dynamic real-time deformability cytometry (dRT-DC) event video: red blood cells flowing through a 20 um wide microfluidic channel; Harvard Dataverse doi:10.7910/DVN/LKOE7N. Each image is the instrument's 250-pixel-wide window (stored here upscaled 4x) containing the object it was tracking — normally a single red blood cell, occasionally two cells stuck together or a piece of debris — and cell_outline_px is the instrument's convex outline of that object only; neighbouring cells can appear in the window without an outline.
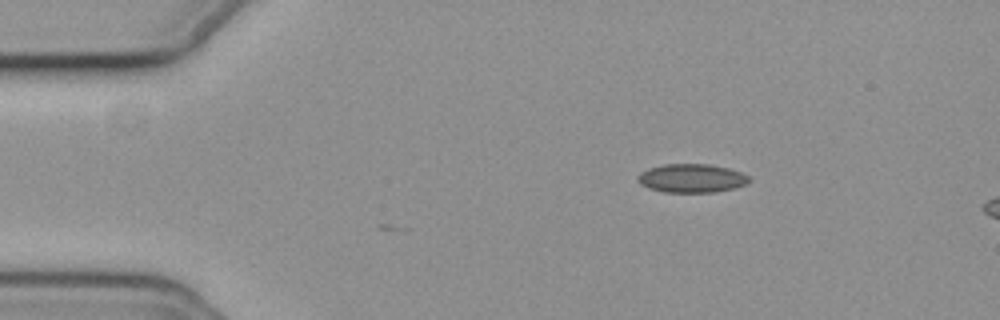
{"species": "common noctule bat (a hibernating species)", "species_latin": "Nyctalus noctula", "temperature_condition": "cold", "stored_images_in_passage": 37, "camera_frame_rate_fps": 3000, "um_per_image_px": 0.085, "animal": {"sex": "female", "body_mass_g": 19.3, "forearm_length_mm": 54.1}, "frame": {"image": 1, "passage_image": 1, "time_ms": 0.0, "image_size_px": [1000, 320], "cell_outline_px": [[752, 180], [748, 184], [716, 192], [664, 192], [648, 188], [640, 184], [636, 180], [636, 176], [640, 172], [648, 168], [664, 164], [708, 164], [728, 168], [740, 172], [748, 176]], "centroid_in_image_um": [58.76, 15.15], "position_along_channel_um": 26.2, "area_um2": 18.73}}
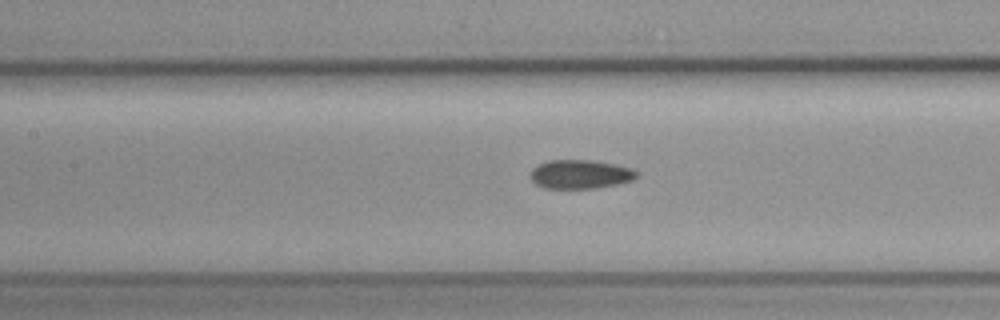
{"frame": {"image": 2, "passage_image": 17, "time_ms": 5.333, "image_size_px": [1000, 320], "cell_outline_px": [[636, 176], [632, 180], [616, 184], [596, 188], [544, 188], [536, 184], [532, 180], [532, 168], [548, 160], [592, 160], [616, 164], [632, 168], [636, 172]], "centroid_in_image_um": [49.32, 14.8], "position_along_channel_um": 158.1, "area_um2": 17.69}}
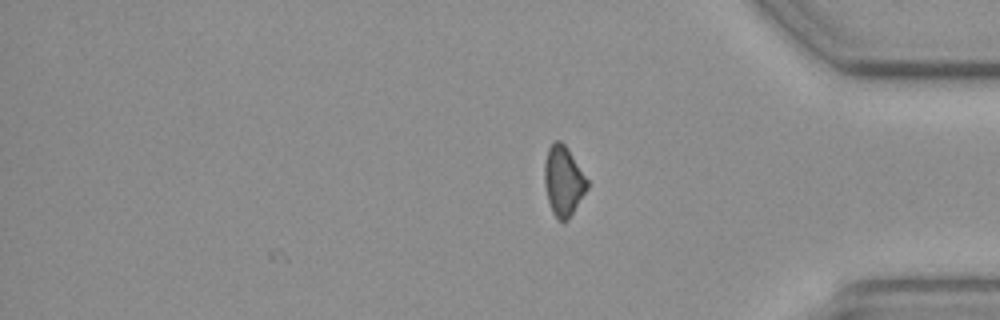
{"frame": {"image": 3, "passage_image": 37, "time_ms": 12.0, "image_size_px": [1000, 320], "cell_outline_px": [[588, 188], [568, 220], [556, 220], [552, 212], [548, 200], [544, 184], [544, 164], [548, 148], [556, 140], [560, 140], [564, 144], [588, 180]], "centroid_in_image_um": [47.87, 15.4], "position_along_channel_um": 387.3, "area_um2": 17.22}, "authors_computed_cell_mechanics": {"area_um2": 18.0914, "velocity_mm_per_s": 3.7288, "shape_relaxation_time_tau1_ms": null, "shape_relaxation_time_tau2_ms": 5.5676, "deformation_change_tau1": null, "deformation_change_tau2": 0.1085}}